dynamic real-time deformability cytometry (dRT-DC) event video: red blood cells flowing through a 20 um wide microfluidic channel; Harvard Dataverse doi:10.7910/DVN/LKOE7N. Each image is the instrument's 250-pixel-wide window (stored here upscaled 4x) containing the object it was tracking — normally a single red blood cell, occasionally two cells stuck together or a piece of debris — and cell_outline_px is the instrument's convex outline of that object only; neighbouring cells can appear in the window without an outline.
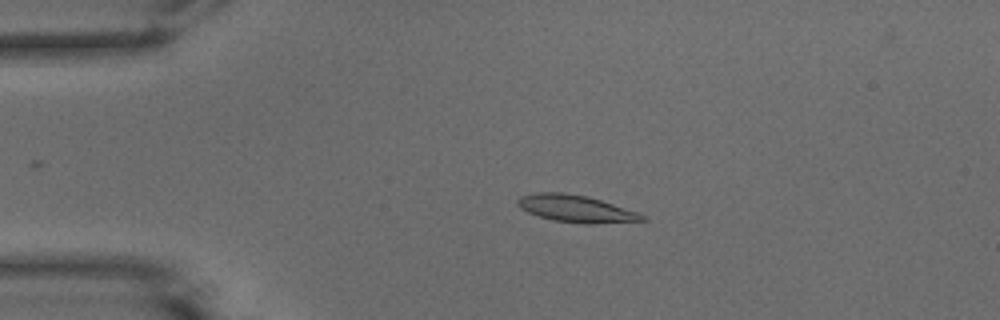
{"species": "common noctule bat (a hibernating species)", "species_latin": "Nyctalus noctula", "temperature_condition": "warm", "stored_images_in_passage": 49, "camera_frame_rate_fps": 3000, "um_per_image_px": 0.085, "animal": {"sex": "male", "body_mass_g": 15.6}, "frame": {"image": 1, "passage_image": 12, "time_ms": 3.667, "image_size_px": [1000, 320], "cell_outline_px": [[648, 220], [592, 224], [588, 224], [552, 220], [528, 212], [520, 208], [516, 204], [516, 200], [520, 196], [532, 192], [560, 192], [588, 196], [648, 216]], "centroid_in_image_um": [48.92, 17.73], "position_along_channel_um": 36.1, "area_um2": 19.65}}
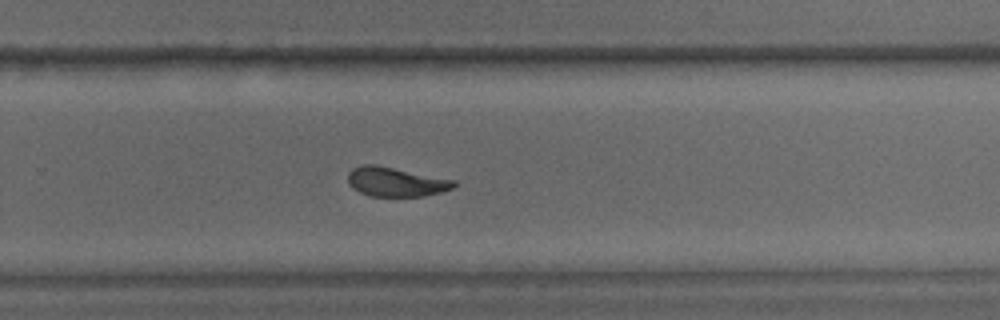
{"frame": {"image": 2, "passage_image": 35, "time_ms": 11.333, "image_size_px": [1000, 320], "cell_outline_px": [[456, 184], [452, 188], [440, 192], [424, 196], [368, 196], [352, 188], [348, 184], [348, 172], [352, 168], [364, 164], [376, 164], [456, 180]], "centroid_in_image_um": [33.61, 15.45], "position_along_channel_um": 296.2, "area_um2": 18.21}}
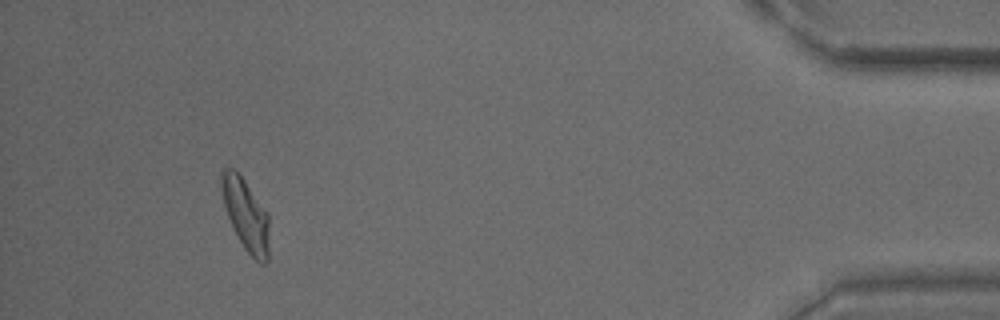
{"frame": {"image": 3, "passage_image": 49, "time_ms": 16.0, "image_size_px": [1000, 320], "cell_outline_px": [[268, 260], [264, 264], [260, 264], [244, 248], [232, 228], [224, 204], [220, 188], [220, 168], [232, 168], [244, 180], [268, 212]], "centroid_in_image_um": [20.87, 18.23], "position_along_channel_um": 414.3, "area_um2": 19.94}, "authors_computed_cell_mechanics": {"area_um2": 18.3226, "velocity_mm_per_s": 3.8879, "shape_relaxation_time_tau1_ms": 4.8531, "shape_relaxation_time_tau2_ms": 1.9472, "deformation_change_tau1": 0.1824, "deformation_change_tau2": 0.0945}}